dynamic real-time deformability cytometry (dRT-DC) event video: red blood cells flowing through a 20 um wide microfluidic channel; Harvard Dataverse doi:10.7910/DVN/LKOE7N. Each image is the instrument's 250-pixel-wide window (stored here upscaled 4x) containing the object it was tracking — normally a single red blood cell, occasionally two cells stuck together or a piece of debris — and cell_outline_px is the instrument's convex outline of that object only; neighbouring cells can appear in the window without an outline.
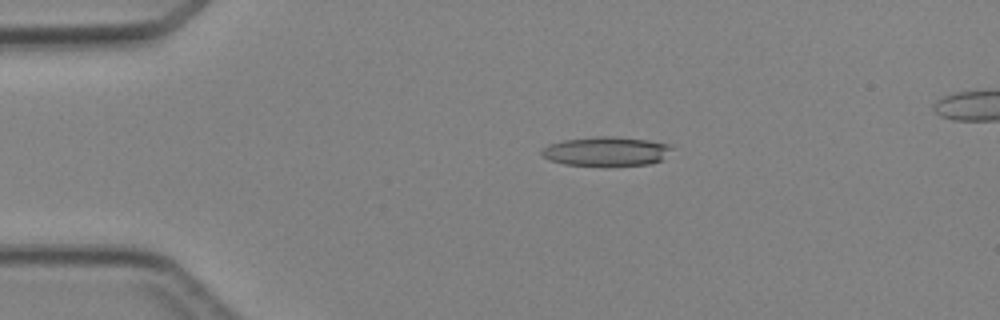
{"species": "Egyptian fruit bat (a non-hibernating species)", "species_latin": "Rousettus aegyptiacus", "temperature_condition": "cold", "stored_images_in_passage": 3, "camera_frame_rate_fps": 3000, "um_per_image_px": 0.085, "animal": {"sex": "female"}, "frame": {"image": 1, "passage_image": 1, "time_ms": 0.0, "image_size_px": [1000, 320], "cell_outline_px": [[672, 148], [664, 160], [648, 164], [564, 164], [548, 160], [540, 152], [548, 144], [564, 140], [596, 136], [612, 136], [648, 140], [668, 144]], "centroid_in_image_um": [51.53, 12.84], "position_along_channel_um": 33.5, "area_um2": 21.68}}